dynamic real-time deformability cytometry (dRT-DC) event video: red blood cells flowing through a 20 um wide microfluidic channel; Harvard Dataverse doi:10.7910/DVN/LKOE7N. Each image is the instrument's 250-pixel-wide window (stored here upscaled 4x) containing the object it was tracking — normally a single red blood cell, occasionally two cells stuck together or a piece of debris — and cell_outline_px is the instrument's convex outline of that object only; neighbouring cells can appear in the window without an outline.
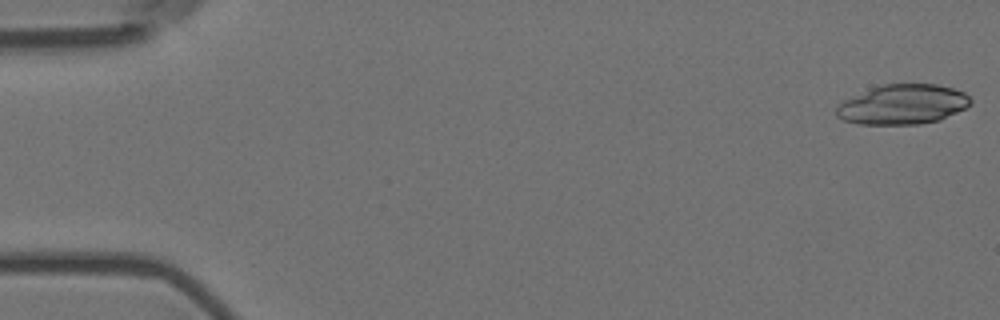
{"species": "Egyptian fruit bat (a non-hibernating species)", "species_latin": "Rousettus aegyptiacus", "temperature_condition": "room temperature", "stored_images_in_passage": 6, "camera_frame_rate_fps": 3000, "um_per_image_px": 0.085, "animal": {"sex": "female"}, "frame": {"image": 1, "passage_image": 1, "time_ms": 0.0, "image_size_px": [1000, 320], "cell_outline_px": [[972, 104], [940, 120], [920, 124], [860, 124], [844, 120], [836, 116], [836, 108], [840, 100], [872, 88], [884, 84], [936, 84], [952, 88], [964, 92], [972, 100]], "centroid_in_image_um": [76.71, 8.88], "position_along_channel_um": 8.3, "area_um2": 31.15}}